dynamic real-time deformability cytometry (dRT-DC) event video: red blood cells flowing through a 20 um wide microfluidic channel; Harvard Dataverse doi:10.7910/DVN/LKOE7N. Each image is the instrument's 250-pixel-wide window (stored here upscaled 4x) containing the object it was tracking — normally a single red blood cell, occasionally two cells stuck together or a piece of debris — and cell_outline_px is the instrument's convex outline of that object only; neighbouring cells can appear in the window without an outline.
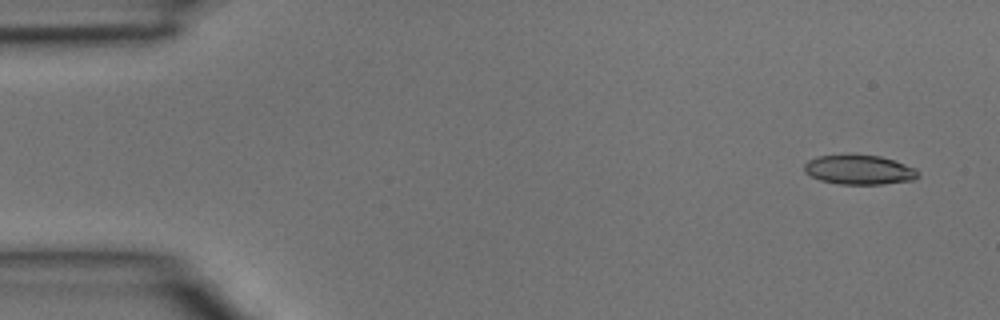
{"species": "common noctule bat (a hibernating species)", "species_latin": "Nyctalus noctula", "temperature_condition": "room temperature", "stored_images_in_passage": 4, "camera_frame_rate_fps": 3000, "um_per_image_px": 0.085, "animal": {"sex": "male", "body_mass_g": 15.6}, "frame": {"image": 1, "passage_image": 1, "time_ms": 0.0, "image_size_px": [1000, 320], "cell_outline_px": [[920, 176], [916, 180], [884, 184], [840, 184], [820, 180], [804, 172], [804, 164], [808, 160], [816, 156], [852, 152], [880, 156], [916, 168], [920, 172]], "centroid_in_image_um": [73.03, 14.4], "position_along_channel_um": 12.0, "area_um2": 20.29}}